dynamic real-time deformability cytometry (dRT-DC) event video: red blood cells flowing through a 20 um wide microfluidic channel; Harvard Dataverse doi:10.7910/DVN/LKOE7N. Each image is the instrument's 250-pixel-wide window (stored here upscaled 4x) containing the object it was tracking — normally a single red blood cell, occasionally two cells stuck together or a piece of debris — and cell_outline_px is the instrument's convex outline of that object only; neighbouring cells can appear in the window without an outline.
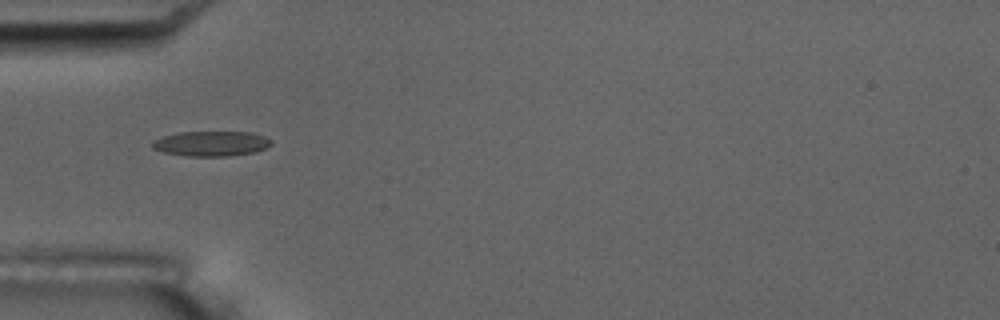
{"species": "common noctule bat (a hibernating species)", "species_latin": "Nyctalus noctula", "temperature_condition": "room temperature", "stored_images_in_passage": 17, "camera_frame_rate_fps": 3000, "um_per_image_px": 0.085, "animal": {"sex": "male", "body_mass_g": 17.5, "forearm_length_mm": 52.3}, "frame": {"image": 1, "passage_image": 6, "time_ms": 6.0, "image_size_px": [1000, 320], "cell_outline_px": [[272, 144], [268, 148], [256, 152], [228, 156], [184, 156], [164, 152], [152, 148], [152, 140], [164, 136], [180, 132], [252, 132], [264, 136], [272, 140]], "centroid_in_image_um": [17.99, 12.21], "position_along_channel_um": 67.0, "area_um2": 17.51}, "authors_computed_cell_mechanics": {"area_um2": 16.473, "velocity_mm_per_s": 3.5415, "shape_relaxation_time_tau1_ms": 6.3553, "shape_relaxation_time_tau2_ms": 4.3993, "deformation_change_tau1": 0.1515, "deformation_change_tau2": 0.0896}}